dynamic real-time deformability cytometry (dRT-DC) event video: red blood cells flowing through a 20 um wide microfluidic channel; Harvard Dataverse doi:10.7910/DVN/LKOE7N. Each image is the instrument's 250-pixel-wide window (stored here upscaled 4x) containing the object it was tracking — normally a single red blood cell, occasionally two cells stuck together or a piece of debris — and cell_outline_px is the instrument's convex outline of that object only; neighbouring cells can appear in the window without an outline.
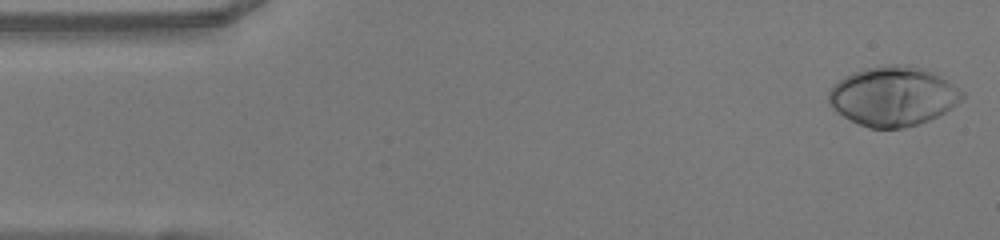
{"species": "human", "species_latin": "Homo sapiens", "temperature_condition": "warm", "stored_images_in_passage": 49, "camera_frame_rate_fps": 3000, "um_per_image_px": 0.085, "donor": {"sex": "female"}, "frame": {"image": 1, "passage_image": 1, "time_ms": 0.0, "image_size_px": [1000, 240], "cell_outline_px": [[964, 96], [952, 108], [940, 116], [904, 128], [868, 128], [836, 112], [828, 104], [828, 92], [840, 80], [856, 72], [868, 68], [896, 64], [900, 64], [928, 68], [936, 72], [964, 92]], "centroid_in_image_um": [75.96, 8.18], "position_along_channel_um": 9.0, "area_um2": 46.07}}
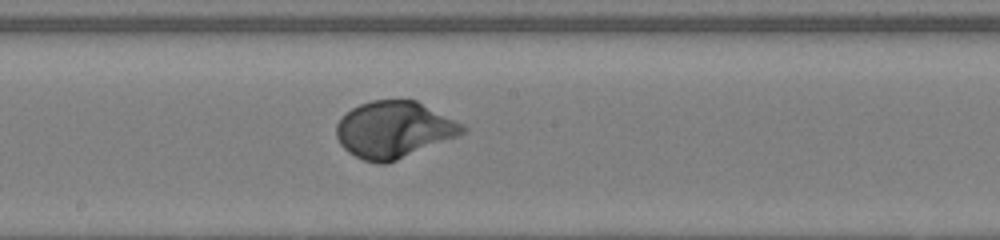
{"frame": {"image": 2, "passage_image": 25, "time_ms": 8.0, "image_size_px": [1000, 240], "cell_outline_px": [[468, 128], [464, 132], [456, 136], [388, 164], [376, 164], [364, 160], [348, 152], [340, 144], [336, 136], [336, 124], [352, 108], [360, 104], [372, 100], [416, 100], [464, 124]], "centroid_in_image_um": [33.48, 11.03], "position_along_channel_um": 214.7, "area_um2": 41.44}}
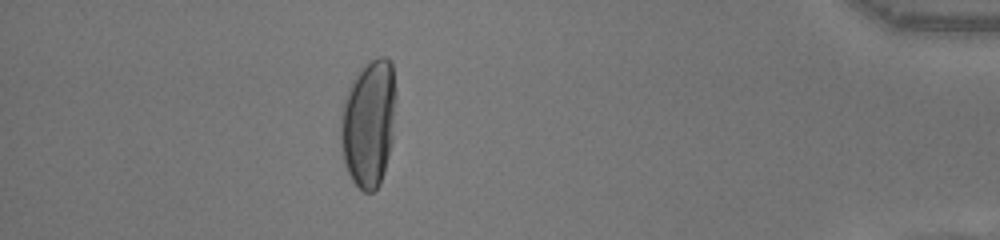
{"frame": {"image": 3, "passage_image": 43, "time_ms": 14.0, "image_size_px": [1000, 240], "cell_outline_px": [[396, 96], [392, 140], [384, 172], [380, 184], [372, 192], [364, 192], [352, 180], [344, 164], [340, 140], [340, 116], [344, 100], [348, 88], [356, 72], [364, 64], [380, 56], [384, 56], [392, 64], [396, 92]], "centroid_in_image_um": [31.33, 10.45], "position_along_channel_um": 403.9, "area_um2": 41.33}, "authors_computed_cell_mechanics": {"area_um2": 41.0958, "velocity_mm_per_s": 4.0575, "shape_relaxation_time_tau1_ms": 2.5214, "shape_relaxation_time_tau2_ms": null, "deformation_change_tau1": 0.1857, "deformation_change_tau2": null}}